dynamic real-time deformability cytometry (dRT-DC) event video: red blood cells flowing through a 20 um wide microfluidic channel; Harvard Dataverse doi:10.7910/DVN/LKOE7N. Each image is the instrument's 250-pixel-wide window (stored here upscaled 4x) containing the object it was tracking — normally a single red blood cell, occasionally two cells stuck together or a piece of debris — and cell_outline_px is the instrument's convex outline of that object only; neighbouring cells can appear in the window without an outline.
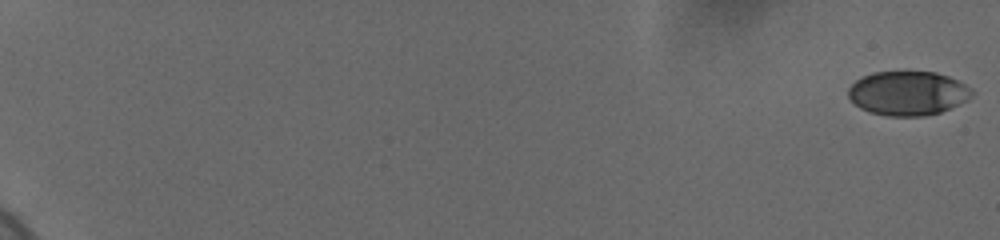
{"species": "human", "species_latin": "Homo sapiens", "temperature_condition": "cold", "stored_images_in_passage": 41, "camera_frame_rate_fps": 3000, "um_per_image_px": 0.085, "donor": {"sex": "female"}, "frame": {"image": 1, "passage_image": 1, "time_ms": 0.0, "image_size_px": [1000, 240], "cell_outline_px": [[976, 92], [972, 96], [940, 112], [924, 116], [888, 116], [868, 112], [860, 108], [848, 96], [848, 88], [856, 80], [872, 72], [936, 72], [948, 76], [972, 88]], "centroid_in_image_um": [77.15, 7.92], "position_along_channel_um": 7.8, "area_um2": 31.62}}
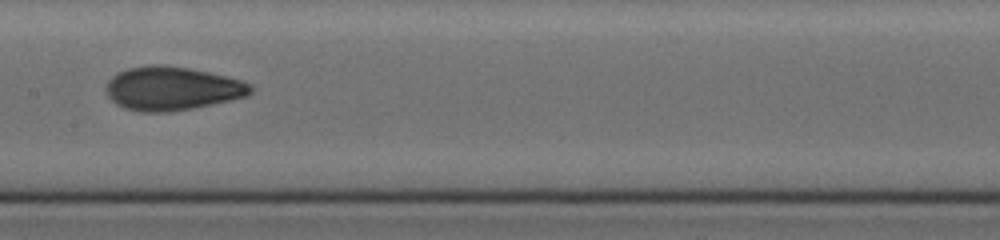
{"frame": {"image": 2, "passage_image": 22, "time_ms": 11.333, "image_size_px": [1000, 240], "cell_outline_px": [[252, 92], [244, 96], [212, 104], [192, 108], [168, 112], [140, 112], [124, 108], [116, 104], [108, 96], [108, 80], [116, 72], [128, 68], [148, 64], [160, 64], [188, 68], [208, 72], [240, 80], [252, 84]], "centroid_in_image_um": [14.59, 7.51], "position_along_channel_um": 192.8, "area_um2": 36.53}}
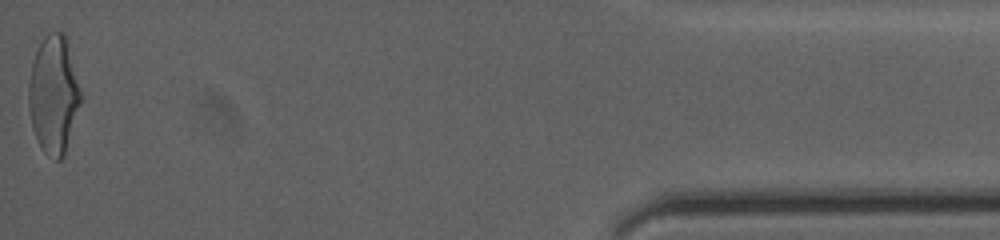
{"frame": {"image": 3, "passage_image": 41, "time_ms": 19.667, "image_size_px": [1000, 240], "cell_outline_px": [[80, 100], [64, 156], [60, 160], [56, 160], [48, 156], [44, 152], [32, 128], [28, 108], [28, 84], [32, 64], [36, 52], [44, 36], [48, 32], [64, 32], [68, 36], [80, 92]], "centroid_in_image_um": [4.54, 8.0], "position_along_channel_um": 430.7, "area_um2": 35.55}, "authors_computed_cell_mechanics": {"area_um2": 34.7378, "velocity_mm_per_s": 3.6878, "shape_relaxation_time_tau1_ms": 5.5284, "shape_relaxation_time_tau2_ms": 1.1913, "deformation_change_tau1": 0.1734, "deformation_change_tau2": 0.0648}}